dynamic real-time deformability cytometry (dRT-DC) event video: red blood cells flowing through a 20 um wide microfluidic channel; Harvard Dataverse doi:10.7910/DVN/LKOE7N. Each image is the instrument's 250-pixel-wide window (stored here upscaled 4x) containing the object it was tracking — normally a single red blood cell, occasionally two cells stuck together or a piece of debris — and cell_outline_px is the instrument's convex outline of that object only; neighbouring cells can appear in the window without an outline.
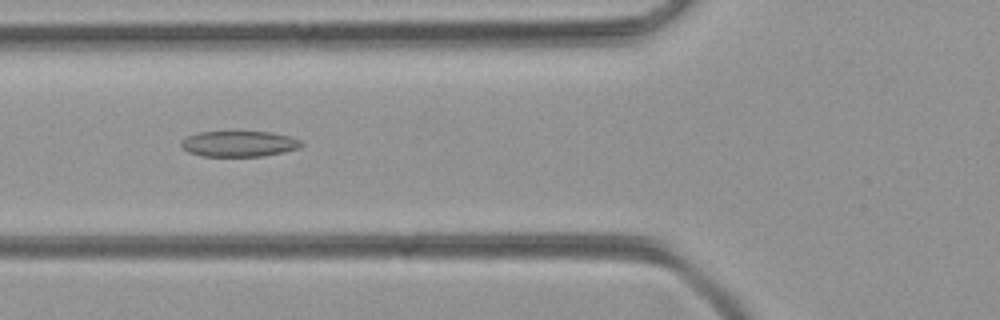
{"species": "common noctule bat (a hibernating species)", "species_latin": "Nyctalus noctula", "temperature_condition": "room temperature", "stored_images_in_passage": 50, "camera_frame_rate_fps": 3000, "um_per_image_px": 0.085, "animal": {"sex": "female", "body_mass_g": 21.9}, "frame": {"image": 1, "passage_image": 19, "time_ms": 6.0, "image_size_px": [1000, 320], "cell_outline_px": [[304, 144], [300, 148], [284, 152], [264, 156], [200, 156], [188, 152], [180, 144], [188, 136], [196, 132], [272, 132], [288, 136], [300, 140]], "centroid_in_image_um": [20.34, 12.23], "position_along_channel_um": 105.5, "area_um2": 17.98}}
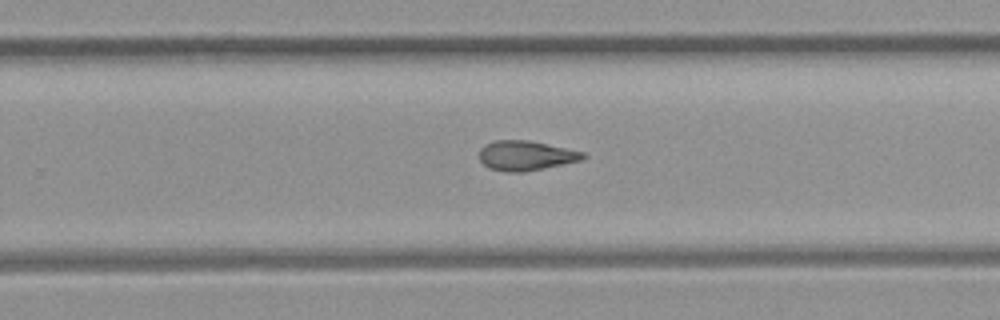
{"frame": {"image": 2, "passage_image": 32, "time_ms": 10.333, "image_size_px": [1000, 320], "cell_outline_px": [[588, 156], [584, 160], [524, 172], [504, 172], [488, 168], [480, 160], [480, 148], [484, 144], [496, 140], [528, 140], [584, 152]], "centroid_in_image_um": [44.7, 13.23], "position_along_channel_um": 285.1, "area_um2": 18.09}}
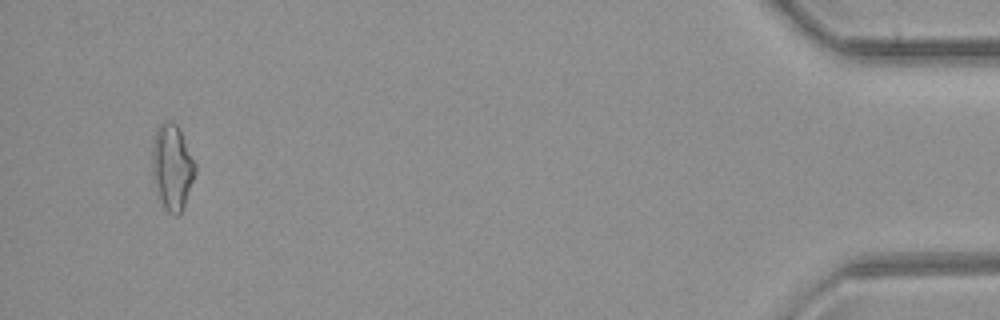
{"frame": {"image": 3, "passage_image": 48, "time_ms": 15.667, "image_size_px": [1000, 320], "cell_outline_px": [[196, 172], [180, 216], [176, 216], [168, 212], [164, 208], [156, 192], [152, 180], [152, 144], [156, 128], [160, 124], [168, 120], [176, 124], [196, 164]], "centroid_in_image_um": [14.6, 14.24], "position_along_channel_um": 420.6, "area_um2": 21.56}}